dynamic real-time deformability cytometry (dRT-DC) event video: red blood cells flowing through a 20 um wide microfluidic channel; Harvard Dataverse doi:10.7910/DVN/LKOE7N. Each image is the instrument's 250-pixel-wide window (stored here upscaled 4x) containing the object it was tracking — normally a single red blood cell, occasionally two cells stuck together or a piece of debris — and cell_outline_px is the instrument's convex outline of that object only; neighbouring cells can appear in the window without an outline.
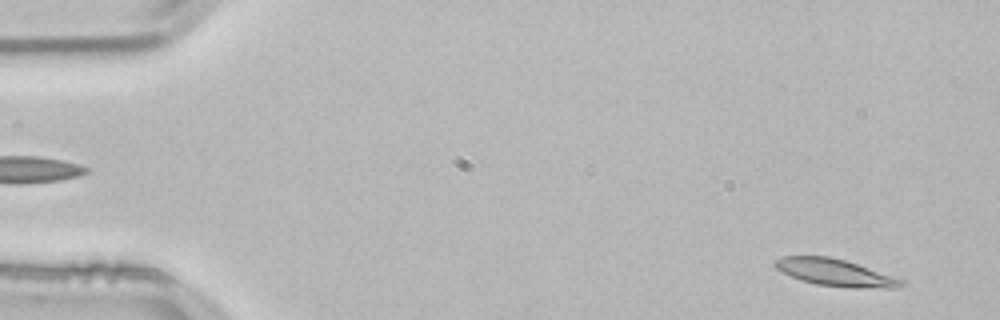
{"species": "common noctule bat (a hibernating species)", "species_latin": "Nyctalus noctula", "temperature_condition": "room temperature", "stored_images_in_passage": 53, "camera_frame_rate_fps": 3000, "um_per_image_px": 0.085, "animal": {"sex": "male", "body_mass_g": 21.5, "forearm_length_mm": 52.0}, "frame": {"image": 1, "passage_image": 3, "time_ms": 0.667, "image_size_px": [1000, 320], "cell_outline_px": [[904, 284], [896, 288], [852, 288], [816, 284], [800, 280], [780, 272], [772, 264], [772, 260], [780, 256], [828, 256], [844, 260], [904, 280]], "centroid_in_image_um": [70.9, 23.16], "position_along_channel_um": 14.1, "area_um2": 19.88}}
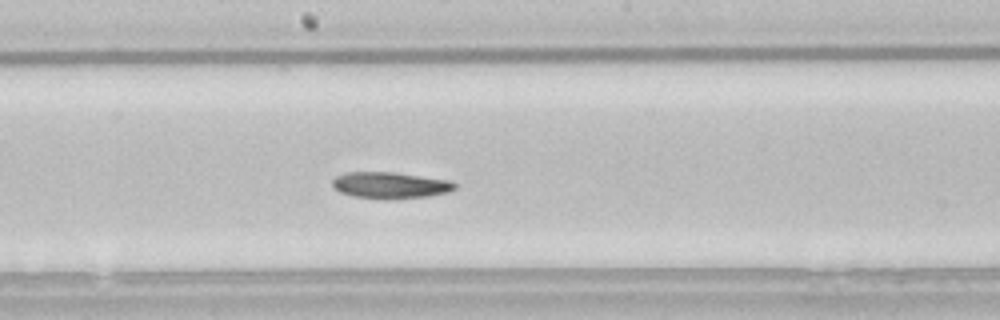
{"frame": {"image": 2, "passage_image": 28, "time_ms": 9.0, "image_size_px": [1000, 320], "cell_outline_px": [[456, 188], [448, 192], [428, 196], [384, 200], [352, 196], [340, 192], [332, 184], [332, 180], [336, 176], [344, 172], [392, 172], [452, 180], [456, 184]], "centroid_in_image_um": [33.17, 15.75], "position_along_channel_um": 215.0, "area_um2": 19.02}}
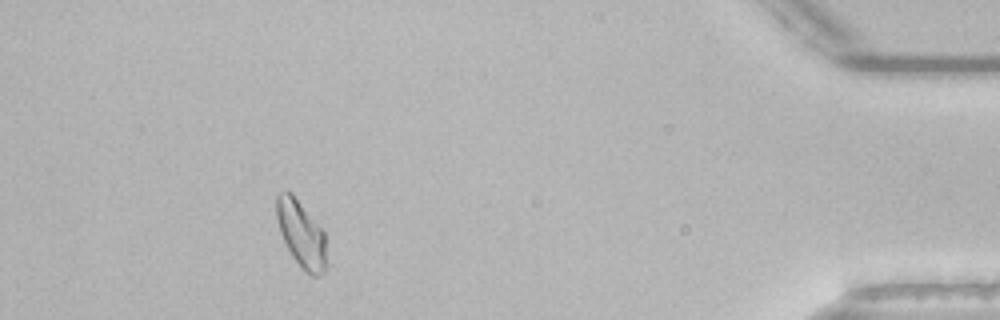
{"frame": {"image": 3, "passage_image": 48, "time_ms": 15.667, "image_size_px": [1000, 320], "cell_outline_px": [[324, 272], [320, 276], [312, 276], [304, 272], [292, 256], [280, 232], [276, 216], [276, 196], [280, 192], [292, 192], [324, 232]], "centroid_in_image_um": [25.57, 19.88], "position_along_channel_um": 409.6, "area_um2": 18.96}}